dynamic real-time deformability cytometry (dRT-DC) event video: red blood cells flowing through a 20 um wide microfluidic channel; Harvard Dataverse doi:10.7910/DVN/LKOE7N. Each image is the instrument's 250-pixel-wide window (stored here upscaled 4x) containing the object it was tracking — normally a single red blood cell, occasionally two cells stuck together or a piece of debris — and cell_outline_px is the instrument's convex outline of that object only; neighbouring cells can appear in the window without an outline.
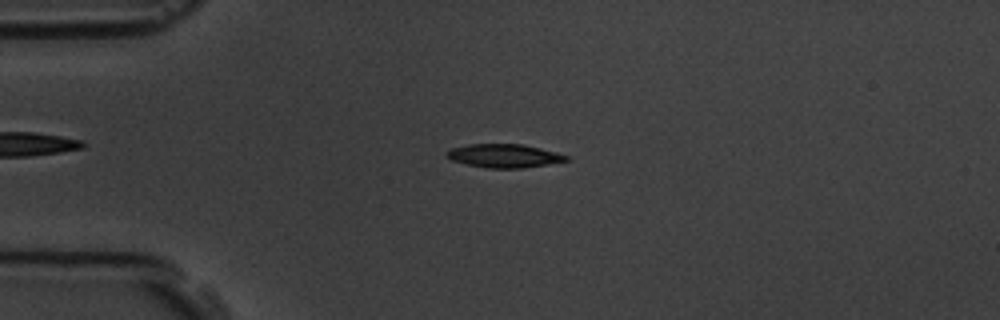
{"species": "common noctule bat (a hibernating species)", "species_latin": "Nyctalus noctula", "temperature_condition": "room temperature", "stored_images_in_passage": 7, "camera_frame_rate_fps": 3000, "um_per_image_px": 0.085, "animal": {"sex": "male", "body_mass_g": 19.5, "forearm_length_mm": 54.6}, "frame": {"image": 1, "passage_image": 6, "time_ms": 6.667, "image_size_px": [1000, 320], "cell_outline_px": [[568, 160], [548, 164], [524, 168], [488, 168], [468, 164], [452, 160], [444, 156], [444, 152], [452, 148], [468, 144], [524, 144], [556, 152], [568, 156]], "centroid_in_image_um": [42.82, 13.24], "position_along_channel_um": 42.2, "area_um2": 16.36}}